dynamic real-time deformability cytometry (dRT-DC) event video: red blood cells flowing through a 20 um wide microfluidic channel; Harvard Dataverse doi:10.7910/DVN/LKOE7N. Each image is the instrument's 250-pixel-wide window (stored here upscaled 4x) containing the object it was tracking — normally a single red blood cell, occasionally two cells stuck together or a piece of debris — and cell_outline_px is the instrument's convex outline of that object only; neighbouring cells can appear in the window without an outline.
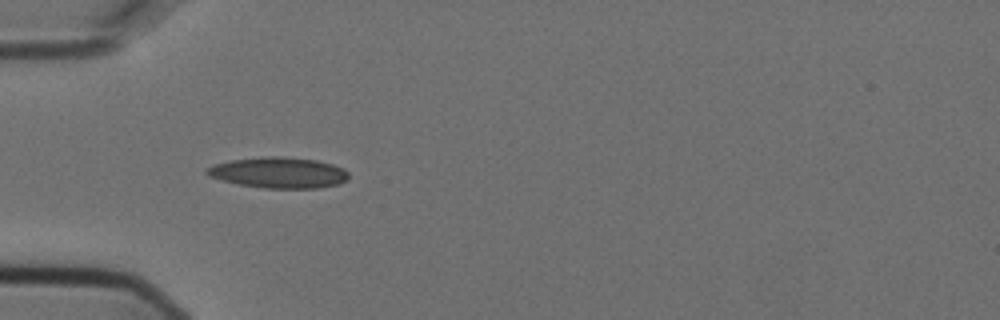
{"species": "Egyptian fruit bat (a non-hibernating species)", "species_latin": "Rousettus aegyptiacus", "temperature_condition": "cold", "stored_images_in_passage": 10, "camera_frame_rate_fps": 3000, "um_per_image_px": 0.085, "animal": {"sex": "female"}, "frame": {"image": 1, "passage_image": 1, "time_ms": 0.0, "image_size_px": [1000, 320], "cell_outline_px": [[348, 180], [340, 184], [316, 188], [264, 188], [240, 184], [208, 176], [204, 172], [204, 168], [212, 164], [232, 160], [264, 156], [284, 156], [316, 160], [332, 164], [344, 168], [348, 172]], "centroid_in_image_um": [23.69, 14.66], "position_along_channel_um": 61.3, "area_um2": 25.66}}
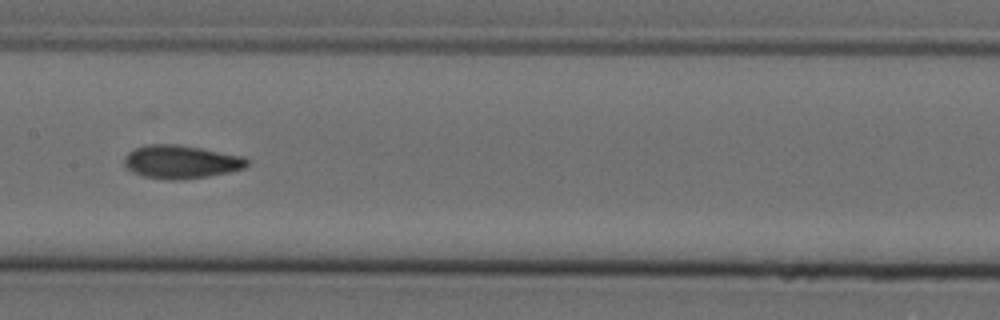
{"frame": {"image": 2, "passage_image": 4, "time_ms": 1.0, "image_size_px": [1000, 320], "cell_outline_px": [[248, 164], [244, 168], [228, 172], [208, 176], [176, 180], [168, 180], [144, 176], [128, 168], [124, 164], [124, 156], [128, 152], [144, 144], [176, 144], [200, 148], [244, 156], [248, 160]], "centroid_in_image_um": [15.38, 13.74], "position_along_channel_um": 192.0, "area_um2": 23.64}}
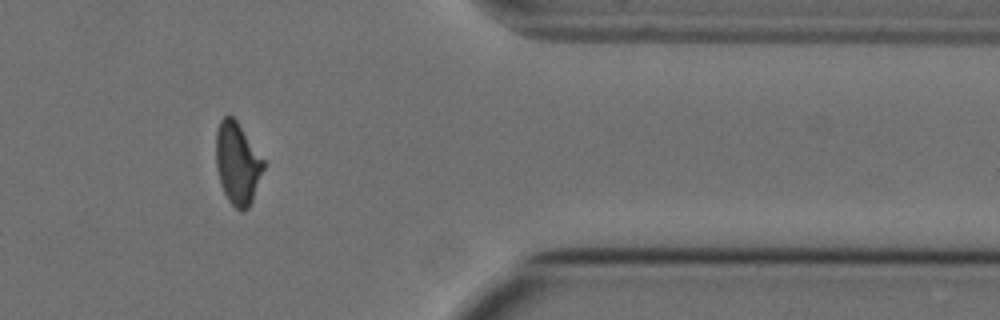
{"frame": {"image": 3, "passage_image": 9, "time_ms": 2.667, "image_size_px": [1000, 320], "cell_outline_px": [[264, 168], [252, 200], [248, 208], [244, 212], [240, 212], [228, 200], [220, 184], [216, 168], [216, 132], [220, 120], [224, 116], [232, 116], [236, 120], [264, 160]], "centroid_in_image_um": [20.16, 13.9], "position_along_channel_um": 391.2, "area_um2": 22.6}}